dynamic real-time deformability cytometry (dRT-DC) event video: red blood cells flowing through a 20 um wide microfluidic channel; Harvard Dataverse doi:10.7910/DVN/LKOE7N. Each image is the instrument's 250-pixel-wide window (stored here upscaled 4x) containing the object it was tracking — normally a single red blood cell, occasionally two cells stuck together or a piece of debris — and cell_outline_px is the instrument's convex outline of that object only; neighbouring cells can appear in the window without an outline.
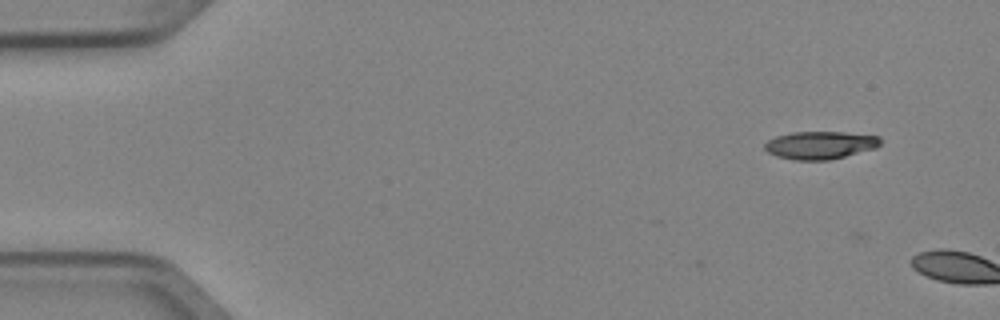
{"species": "Egyptian fruit bat (a non-hibernating species)", "species_latin": "Rousettus aegyptiacus", "temperature_condition": "cold", "stored_images_in_passage": 5, "camera_frame_rate_fps": 3000, "um_per_image_px": 0.085, "animal": {"sex": "female"}, "frame": {"image": 1, "passage_image": 1, "time_ms": 0.0, "image_size_px": [1000, 320], "cell_outline_px": [[880, 144], [876, 148], [828, 160], [796, 160], [776, 156], [768, 152], [764, 148], [764, 144], [768, 140], [776, 136], [792, 132], [844, 132], [880, 136]], "centroid_in_image_um": [69.7, 12.33], "position_along_channel_um": 15.3, "area_um2": 18.67}}
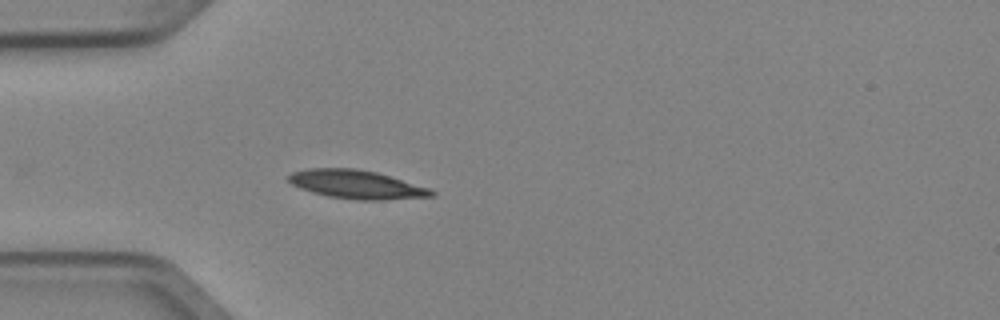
{"frame": {"image": 2, "passage_image": 5, "time_ms": 1.333, "image_size_px": [1000, 320], "cell_outline_px": [[436, 196], [384, 200], [356, 200], [328, 196], [312, 192], [300, 188], [292, 184], [288, 180], [288, 176], [292, 172], [308, 168], [356, 168], [376, 172], [432, 188], [436, 192]], "centroid_in_image_um": [30.35, 15.68], "position_along_channel_um": 54.6, "area_um2": 23.99}}